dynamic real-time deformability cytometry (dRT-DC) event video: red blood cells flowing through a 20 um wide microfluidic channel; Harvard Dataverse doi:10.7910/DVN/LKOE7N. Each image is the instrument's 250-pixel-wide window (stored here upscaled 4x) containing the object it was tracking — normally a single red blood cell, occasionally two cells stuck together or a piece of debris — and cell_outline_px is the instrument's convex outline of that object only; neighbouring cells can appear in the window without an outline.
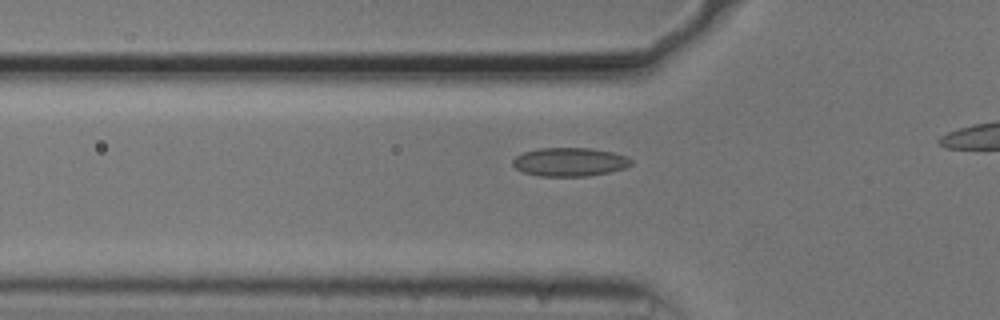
{"species": "common noctule bat (a hibernating species)", "species_latin": "Nyctalus noctula", "temperature_condition": "cold", "stored_images_in_passage": 33, "camera_frame_rate_fps": 3000, "um_per_image_px": 0.085, "animal": {"sex": "male", "body_mass_g": 20.5, "forearm_length_mm": 52.5}, "frame": {"image": 1, "passage_image": 7, "time_ms": 2.0, "image_size_px": [1000, 320], "cell_outline_px": [[632, 164], [624, 168], [608, 172], [588, 176], [540, 176], [524, 172], [516, 168], [512, 164], [512, 160], [516, 156], [524, 152], [540, 148], [592, 148], [612, 152], [628, 156], [632, 160]], "centroid_in_image_um": [48.44, 13.76], "position_along_channel_um": 77.4, "area_um2": 19.71}}
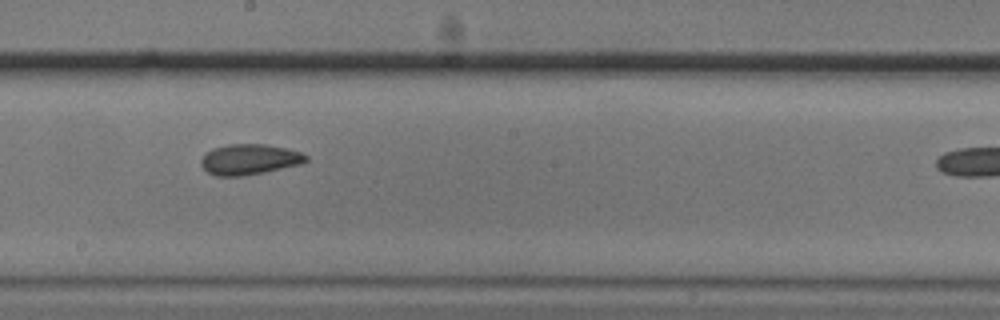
{"frame": {"image": 2, "passage_image": 19, "time_ms": 6.0, "image_size_px": [1000, 320], "cell_outline_px": [[308, 160], [300, 164], [264, 172], [244, 176], [216, 176], [208, 172], [200, 164], [200, 160], [212, 148], [228, 144], [264, 144], [288, 148], [300, 152], [308, 156]], "centroid_in_image_um": [21.2, 13.54], "position_along_channel_um": 227.0, "area_um2": 18.67}}
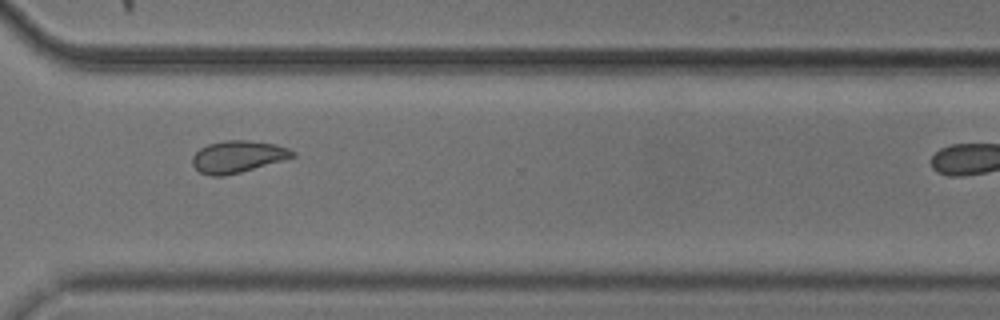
{"frame": {"image": 3, "passage_image": 29, "time_ms": 9.333, "image_size_px": [1000, 320], "cell_outline_px": [[296, 156], [284, 160], [240, 172], [224, 176], [212, 176], [200, 172], [192, 164], [192, 156], [200, 148], [208, 144], [224, 140], [248, 140], [276, 144], [288, 148], [296, 152]], "centroid_in_image_um": [20.22, 13.31], "position_along_channel_um": 350.4, "area_um2": 18.67}}